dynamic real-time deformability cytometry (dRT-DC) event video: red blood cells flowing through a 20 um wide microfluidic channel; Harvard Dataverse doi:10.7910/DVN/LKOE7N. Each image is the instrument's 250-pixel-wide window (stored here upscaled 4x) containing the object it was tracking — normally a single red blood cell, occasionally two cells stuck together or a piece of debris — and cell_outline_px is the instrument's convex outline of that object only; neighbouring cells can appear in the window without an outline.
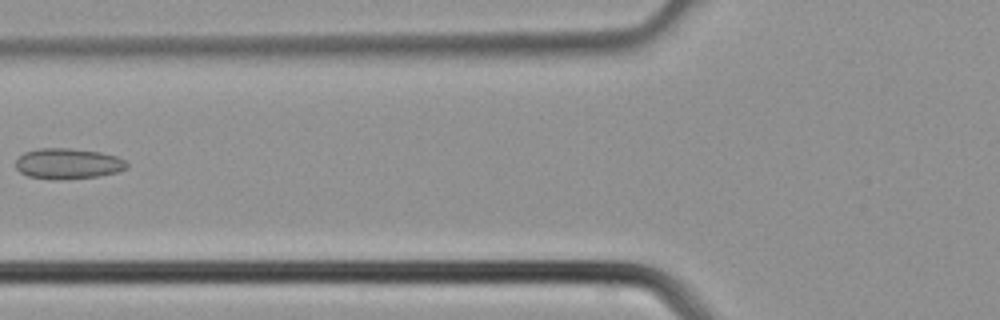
{"species": "common noctule bat (a hibernating species)", "species_latin": "Nyctalus noctula", "temperature_condition": "cold", "stored_images_in_passage": 3, "camera_frame_rate_fps": 3000, "um_per_image_px": 0.085, "animal": {"sex": "male", "body_mass_g": 21.5, "forearm_length_mm": 52.0}, "frame": {"image": 1, "passage_image": 3, "time_ms": 0.667, "image_size_px": [1000, 320], "cell_outline_px": [[128, 168], [116, 172], [100, 176], [60, 180], [52, 180], [28, 176], [20, 172], [16, 168], [16, 160], [24, 152], [40, 148], [68, 148], [100, 152], [116, 156], [124, 160], [128, 164]], "centroid_in_image_um": [5.77, 13.92], "position_along_channel_um": 120.0, "area_um2": 19.94}}